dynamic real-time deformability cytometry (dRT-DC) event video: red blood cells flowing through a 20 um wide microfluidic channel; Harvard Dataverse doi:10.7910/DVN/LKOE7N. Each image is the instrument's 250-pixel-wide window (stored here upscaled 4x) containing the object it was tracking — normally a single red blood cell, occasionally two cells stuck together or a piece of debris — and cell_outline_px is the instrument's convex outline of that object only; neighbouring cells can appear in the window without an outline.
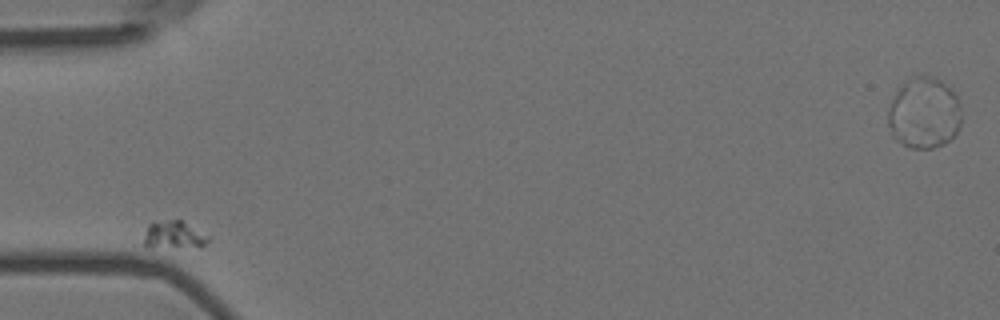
{"species": "Egyptian fruit bat (a non-hibernating species)", "species_latin": "Rousettus aegyptiacus", "temperature_condition": "room temperature", "stored_images_in_passage": 4, "camera_frame_rate_fps": 3000, "um_per_image_px": 0.085, "animal": {"sex": "female"}, "frame": {"image": 1, "passage_image": 1, "time_ms": 0.0, "image_size_px": [1000, 320], "cell_outline_px": [[208, 240], [200, 248], [148, 248], [144, 244], [144, 236], [148, 224], [152, 220], [180, 220], [208, 236]], "centroid_in_image_um": [14.71, 20.0], "position_along_channel_um": 70.3, "area_um2": 10.69}}
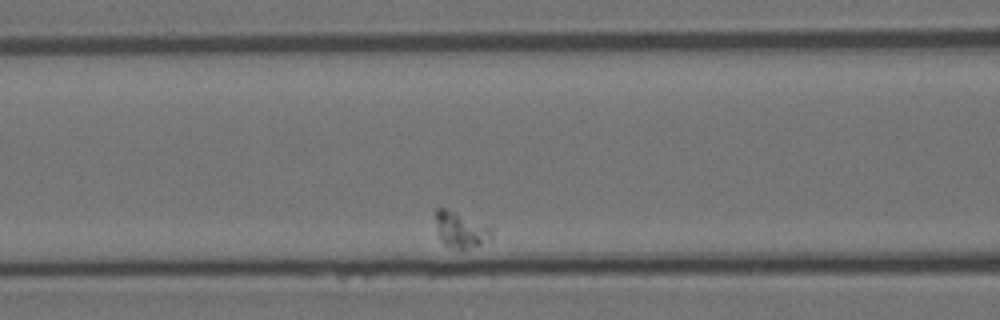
{"frame": {"image": 2, "passage_image": 3, "time_ms": 0.667, "image_size_px": [1000, 320], "cell_outline_px": [[496, 224], [492, 236], [480, 244], [464, 248], [448, 248], [440, 240], [436, 220], [436, 208], [444, 208]], "centroid_in_image_um": [39.27, 19.48], "position_along_channel_um": 127.3, "area_um2": 12.14}}
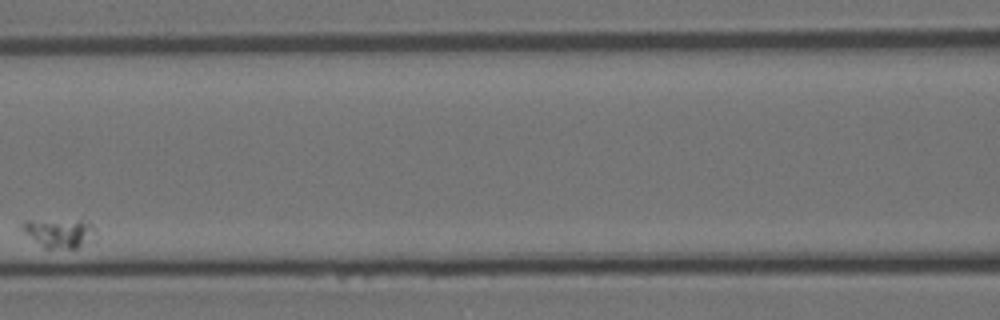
{"frame": {"image": 3, "passage_image": 4, "time_ms": 1.0, "image_size_px": [1000, 320], "cell_outline_px": [[100, 236], [76, 248], [44, 248], [24, 232], [20, 228], [20, 224], [24, 220], [80, 220], [92, 224], [96, 228]], "centroid_in_image_um": [5.09, 19.79], "position_along_channel_um": 161.5, "area_um2": 12.72}}